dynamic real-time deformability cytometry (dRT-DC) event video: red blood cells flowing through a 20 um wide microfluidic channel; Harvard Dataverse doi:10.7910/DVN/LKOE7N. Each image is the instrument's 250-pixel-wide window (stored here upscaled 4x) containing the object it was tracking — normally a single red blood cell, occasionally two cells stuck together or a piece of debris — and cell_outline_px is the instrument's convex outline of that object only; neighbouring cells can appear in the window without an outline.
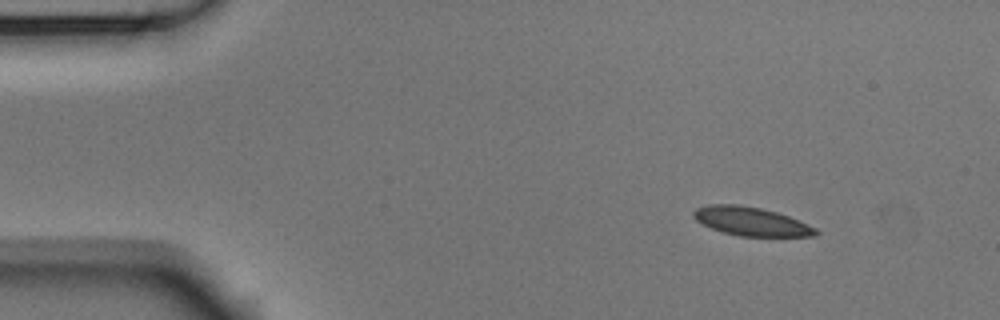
{"species": "Egyptian fruit bat (a non-hibernating species)", "species_latin": "Rousettus aegyptiacus", "temperature_condition": "room temperature", "stored_images_in_passage": 7, "camera_frame_rate_fps": 3000, "um_per_image_px": 0.085, "animal": {"sex": "male"}, "frame": {"image": 1, "passage_image": 1, "time_ms": 0.0, "image_size_px": [1000, 320], "cell_outline_px": [[820, 232], [816, 236], [740, 236], [724, 232], [712, 228], [696, 220], [692, 216], [692, 212], [696, 208], [708, 204], [740, 204], [760, 208], [776, 212], [788, 216], [816, 228]], "centroid_in_image_um": [63.83, 18.81], "position_along_channel_um": 21.2, "area_um2": 20.29}}
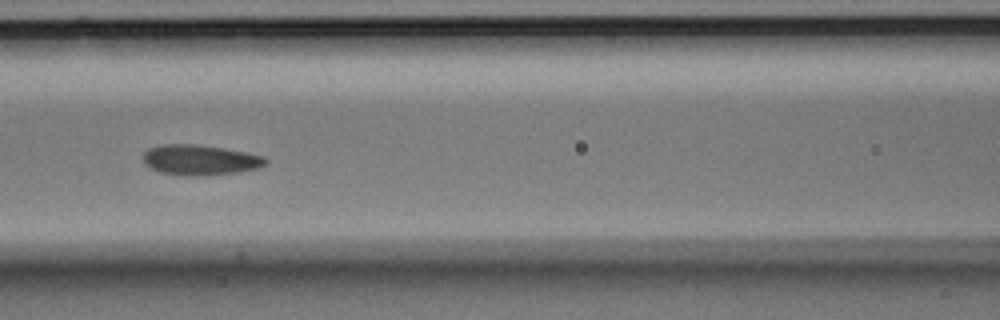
{"frame": {"image": 2, "passage_image": 6, "time_ms": 1.667, "image_size_px": [1000, 320], "cell_outline_px": [[268, 160], [264, 164], [256, 168], [240, 172], [208, 176], [184, 176], [160, 172], [144, 164], [144, 152], [148, 148], [160, 144], [192, 144], [224, 148], [264, 156]], "centroid_in_image_um": [16.98, 13.6], "position_along_channel_um": 149.6, "area_um2": 21.73}}
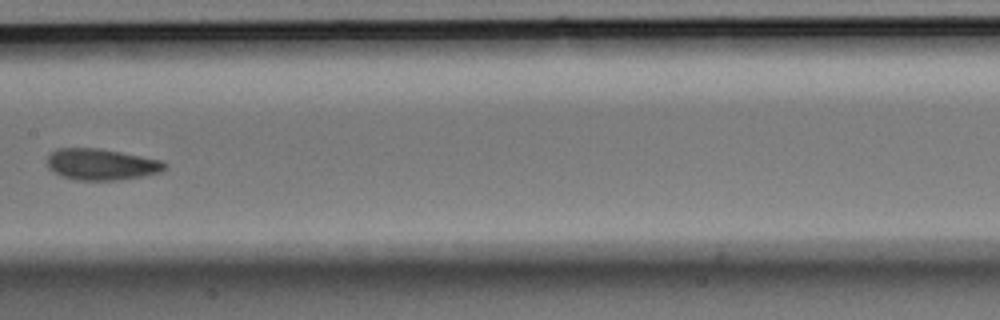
{"frame": {"image": 3, "passage_image": 7, "time_ms": 2.0, "image_size_px": [1000, 320], "cell_outline_px": [[168, 168], [160, 172], [140, 176], [112, 180], [76, 180], [60, 176], [52, 172], [48, 168], [48, 156], [56, 148], [96, 148], [120, 152], [164, 160], [168, 164]], "centroid_in_image_um": [8.62, 13.97], "position_along_channel_um": 198.8, "area_um2": 21.5}}